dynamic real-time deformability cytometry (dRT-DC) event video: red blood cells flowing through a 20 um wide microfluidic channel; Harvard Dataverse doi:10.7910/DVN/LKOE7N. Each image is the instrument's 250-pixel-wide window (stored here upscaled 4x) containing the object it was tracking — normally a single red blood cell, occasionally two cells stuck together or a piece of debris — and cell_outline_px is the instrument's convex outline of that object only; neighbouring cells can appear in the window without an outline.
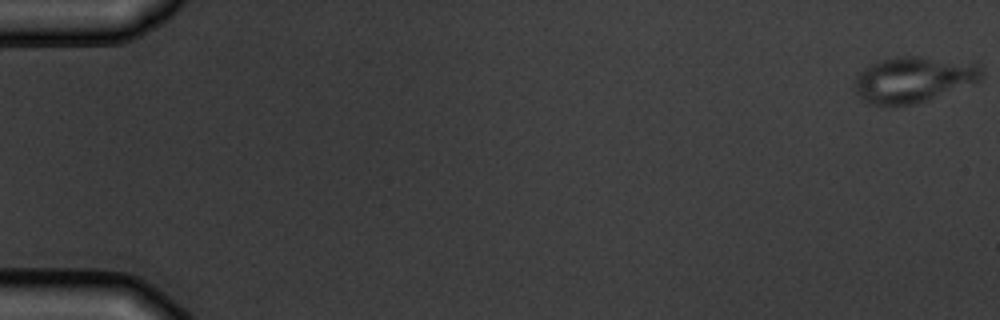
{"species": "common noctule bat (a hibernating species)", "species_latin": "Nyctalus noctula", "temperature_condition": "warm", "stored_images_in_passage": 5, "camera_frame_rate_fps": 3000, "um_per_image_px": 0.085, "animal": {"sex": "male", "body_mass_g": 19.5, "forearm_length_mm": 54.6}, "frame": {"image": 1, "passage_image": 1, "time_ms": 0.0, "image_size_px": [1000, 320], "cell_outline_px": [[984, 76], [980, 80], [972, 84], [928, 100], [916, 104], [868, 104], [856, 92], [856, 76], [864, 68], [880, 60], [896, 56], [924, 56], [980, 64], [984, 72]], "centroid_in_image_um": [77.7, 6.74], "position_along_channel_um": 7.3, "area_um2": 33.81}}